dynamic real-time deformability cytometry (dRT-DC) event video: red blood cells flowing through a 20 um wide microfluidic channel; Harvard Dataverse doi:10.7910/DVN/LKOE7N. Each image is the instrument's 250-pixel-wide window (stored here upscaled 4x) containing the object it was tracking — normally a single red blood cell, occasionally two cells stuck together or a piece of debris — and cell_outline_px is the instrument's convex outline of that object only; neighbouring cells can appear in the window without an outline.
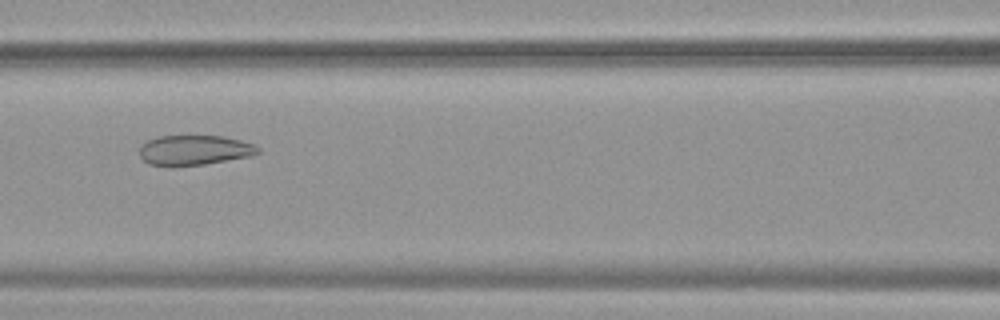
{"species": "common noctule bat (a hibernating species)", "species_latin": "Nyctalus noctula", "temperature_condition": "warm", "stored_images_in_passage": 44, "camera_frame_rate_fps": 3000, "um_per_image_px": 0.085, "animal": {"sex": "female", "body_mass_g": 19.9}, "frame": {"image": 1, "passage_image": 25, "time_ms": 8.0, "image_size_px": [1000, 320], "cell_outline_px": [[260, 152], [252, 156], [204, 164], [148, 164], [140, 156], [140, 148], [148, 140], [160, 136], [224, 136], [240, 140], [252, 144], [260, 148]], "centroid_in_image_um": [16.58, 12.74], "position_along_channel_um": 150.0, "area_um2": 20.11}}
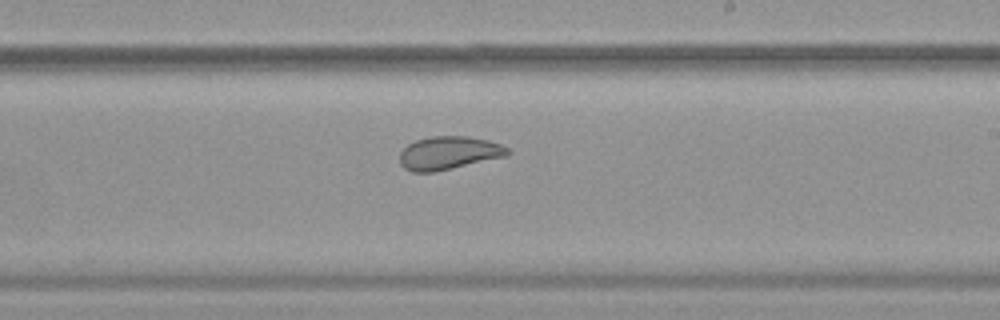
{"frame": {"image": 2, "passage_image": 33, "time_ms": 10.667, "image_size_px": [1000, 320], "cell_outline_px": [[512, 152], [508, 156], [436, 172], [412, 172], [404, 168], [400, 164], [400, 152], [408, 144], [416, 140], [432, 136], [468, 136], [488, 140], [500, 144], [508, 148]], "centroid_in_image_um": [38.17, 13.01], "position_along_channel_um": 250.8, "area_um2": 21.1}}
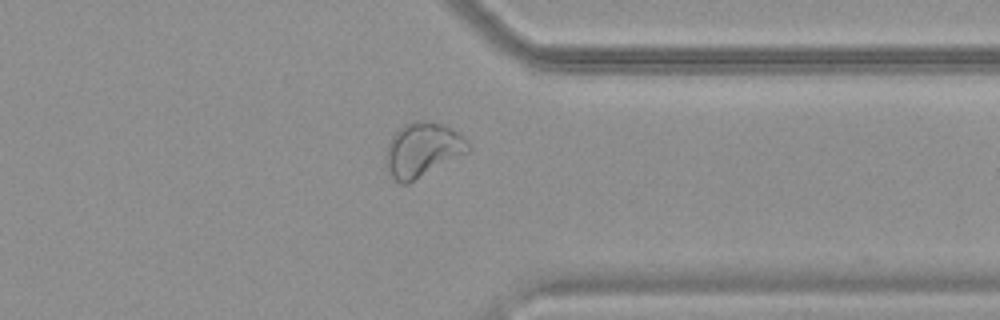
{"frame": {"image": 3, "passage_image": 43, "time_ms": 14.0, "image_size_px": [1000, 320], "cell_outline_px": [[472, 148], [468, 152], [408, 184], [400, 184], [388, 172], [384, 164], [384, 160], [388, 144], [392, 136], [404, 124], [412, 120], [428, 120], [444, 124], [452, 128], [464, 136], [468, 140]], "centroid_in_image_um": [35.92, 12.71], "position_along_channel_um": 375.5, "area_um2": 26.47}}